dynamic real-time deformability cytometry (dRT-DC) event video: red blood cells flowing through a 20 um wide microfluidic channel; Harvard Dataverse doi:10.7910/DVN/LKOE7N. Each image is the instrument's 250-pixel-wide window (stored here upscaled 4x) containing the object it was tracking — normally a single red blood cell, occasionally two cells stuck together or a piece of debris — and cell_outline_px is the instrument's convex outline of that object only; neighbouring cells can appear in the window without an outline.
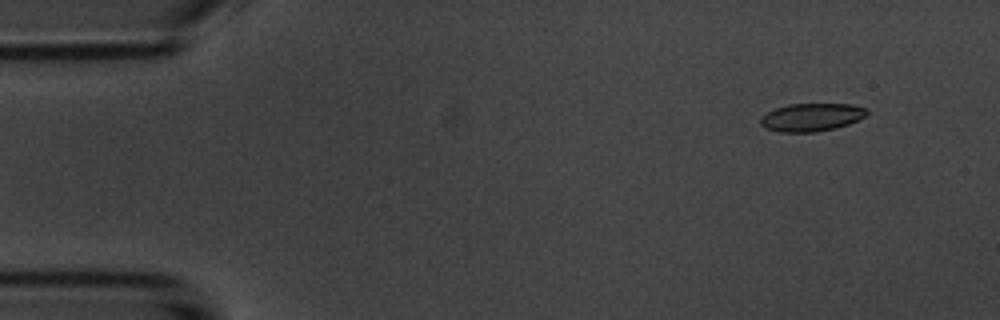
{"species": "common noctule bat (a hibernating species)", "species_latin": "Nyctalus noctula", "temperature_condition": "room temperature", "stored_images_in_passage": 5, "camera_frame_rate_fps": 3000, "um_per_image_px": 0.085, "animal": {"sex": "male", "body_mass_g": 20.1, "forearm_length_mm": 53.5}, "frame": {"image": 1, "passage_image": 2, "time_ms": 1.333, "image_size_px": [1000, 320], "cell_outline_px": [[868, 112], [864, 116], [848, 124], [836, 128], [816, 132], [780, 132], [764, 128], [760, 124], [760, 116], [776, 108], [788, 104], [852, 104], [868, 108]], "centroid_in_image_um": [68.95, 9.96], "position_along_channel_um": 16.0, "area_um2": 17.4}}
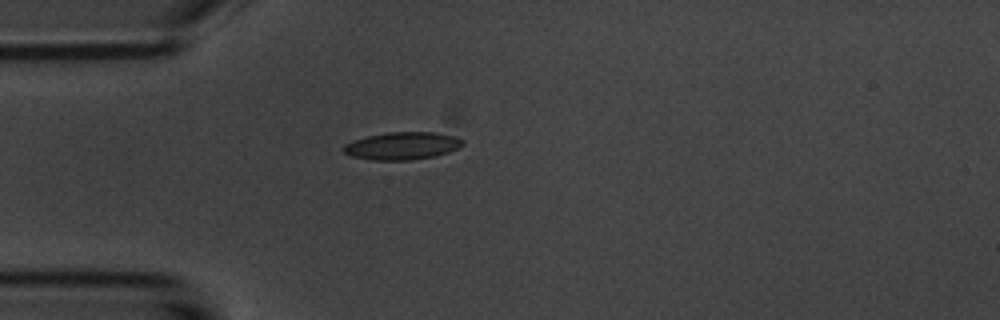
{"frame": {"image": 2, "passage_image": 5, "time_ms": 4.667, "image_size_px": [1000, 320], "cell_outline_px": [[464, 144], [460, 148], [448, 152], [432, 156], [408, 160], [372, 160], [352, 156], [344, 152], [340, 148], [344, 144], [352, 140], [368, 136], [388, 132], [436, 132], [452, 136], [464, 140]], "centroid_in_image_um": [34.16, 12.39], "position_along_channel_um": 50.8, "area_um2": 19.13}}